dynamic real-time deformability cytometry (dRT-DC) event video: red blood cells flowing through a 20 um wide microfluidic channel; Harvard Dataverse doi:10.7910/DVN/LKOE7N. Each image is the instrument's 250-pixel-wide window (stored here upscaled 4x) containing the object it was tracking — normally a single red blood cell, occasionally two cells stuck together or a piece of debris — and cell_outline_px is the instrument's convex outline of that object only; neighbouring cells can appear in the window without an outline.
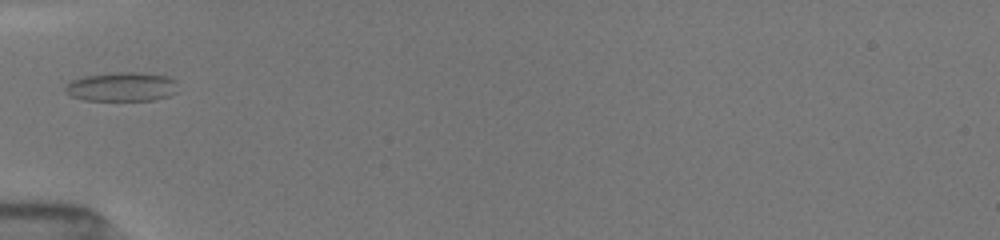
{"species": "common noctule bat (a hibernating species)", "species_latin": "Nyctalus noctula", "temperature_condition": "room temperature", "stored_images_in_passage": 3, "camera_frame_rate_fps": 3000, "um_per_image_px": 0.085, "animal": {"sex": "female", "body_mass_g": 19.5, "forearm_length_mm": 54.1}, "frame": {"image": 1, "passage_image": 1, "time_ms": 0.0, "image_size_px": [1000, 240], "cell_outline_px": [[176, 92], [168, 96], [152, 100], [84, 100], [72, 96], [64, 92], [64, 88], [72, 80], [84, 76], [116, 72], [140, 72], [168, 76], [176, 80]], "centroid_in_image_um": [10.35, 7.37], "position_along_channel_um": 74.6, "area_um2": 19.13}}
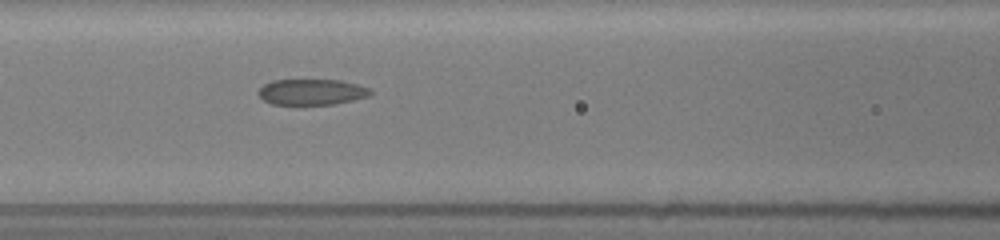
{"frame": {"image": 2, "passage_image": 3, "time_ms": 1.667, "image_size_px": [1000, 240], "cell_outline_px": [[372, 96], [332, 104], [272, 104], [264, 100], [256, 92], [264, 84], [272, 80], [340, 80], [356, 84], [368, 88], [372, 92]], "centroid_in_image_um": [26.49, 7.81], "position_along_channel_um": 140.1, "area_um2": 16.76}}